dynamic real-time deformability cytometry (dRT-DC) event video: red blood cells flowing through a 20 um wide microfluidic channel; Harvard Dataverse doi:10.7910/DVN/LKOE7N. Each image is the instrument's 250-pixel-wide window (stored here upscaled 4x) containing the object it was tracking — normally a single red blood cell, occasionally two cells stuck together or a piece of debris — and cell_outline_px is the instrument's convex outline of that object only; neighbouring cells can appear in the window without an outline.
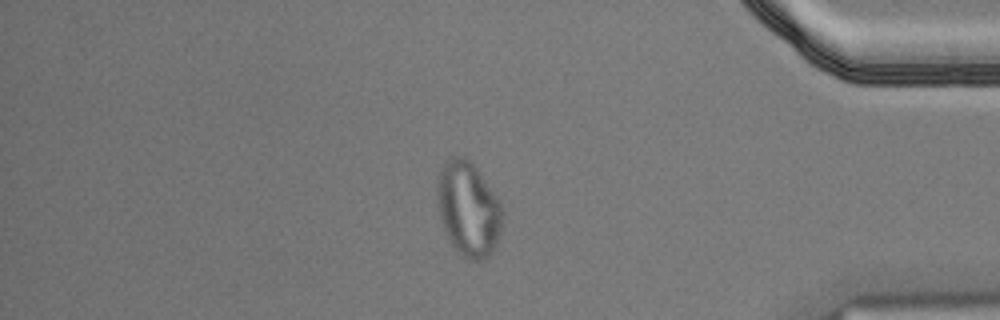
{"species": "Egyptian fruit bat (a non-hibernating species)", "species_latin": "Rousettus aegyptiacus", "temperature_condition": "cold", "stored_images_in_passage": 55, "camera_frame_rate_fps": 3000, "um_per_image_px": 0.085, "animal": {"sex": "male"}, "frame": {"image": 1, "passage_image": 47, "time_ms": 15.333, "image_size_px": [1000, 320], "cell_outline_px": [[504, 216], [500, 232], [496, 244], [492, 252], [488, 256], [480, 260], [468, 260], [460, 256], [452, 248], [448, 240], [440, 216], [436, 188], [436, 184], [444, 160], [448, 156], [464, 156], [476, 168], [500, 200], [504, 208]], "centroid_in_image_um": [39.81, 17.78], "position_along_channel_um": 395.4, "area_um2": 36.47}}